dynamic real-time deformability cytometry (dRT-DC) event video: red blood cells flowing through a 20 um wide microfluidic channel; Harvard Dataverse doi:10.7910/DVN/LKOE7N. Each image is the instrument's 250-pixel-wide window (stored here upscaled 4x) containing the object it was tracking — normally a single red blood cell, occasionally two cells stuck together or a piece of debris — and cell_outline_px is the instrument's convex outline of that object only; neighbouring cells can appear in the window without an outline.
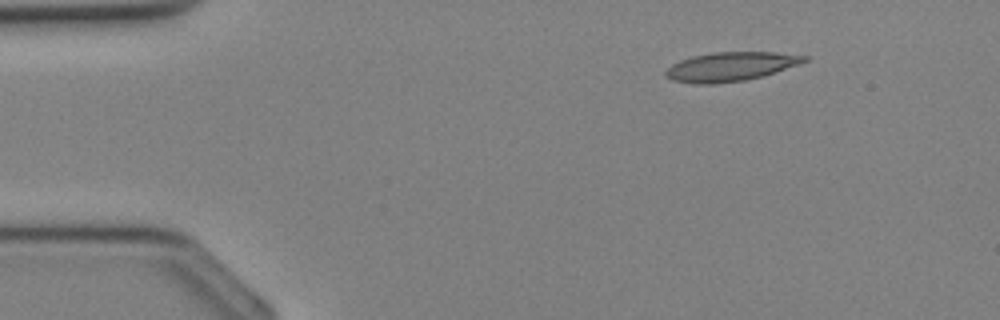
{"species": "Egyptian fruit bat (a non-hibernating species)", "species_latin": "Rousettus aegyptiacus", "temperature_condition": "cold", "stored_images_in_passage": 5, "camera_frame_rate_fps": 3000, "um_per_image_px": 0.085, "animal": {"sex": "female"}, "frame": {"image": 1, "passage_image": 1, "time_ms": 0.0, "image_size_px": [1000, 320], "cell_outline_px": [[808, 60], [800, 64], [760, 76], [744, 80], [712, 84], [696, 84], [672, 80], [664, 76], [664, 72], [672, 64], [680, 60], [692, 56], [712, 52], [776, 52], [808, 56]], "centroid_in_image_um": [62.06, 5.65], "position_along_channel_um": 22.9, "area_um2": 23.35}}